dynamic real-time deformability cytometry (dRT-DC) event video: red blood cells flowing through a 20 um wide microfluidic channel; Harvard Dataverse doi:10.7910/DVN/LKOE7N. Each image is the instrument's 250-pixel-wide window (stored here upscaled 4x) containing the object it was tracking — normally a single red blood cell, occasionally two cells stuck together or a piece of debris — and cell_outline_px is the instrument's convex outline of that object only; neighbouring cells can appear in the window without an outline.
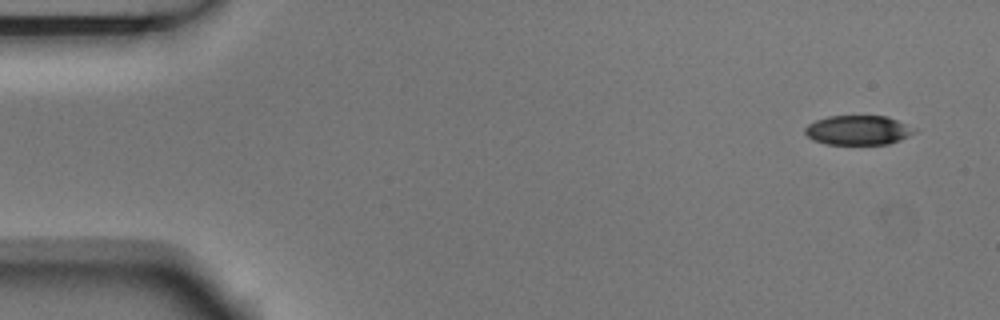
{"species": "Egyptian fruit bat (a non-hibernating species)", "species_latin": "Rousettus aegyptiacus", "temperature_condition": "room temperature", "stored_images_in_passage": 7, "camera_frame_rate_fps": 3000, "um_per_image_px": 0.085, "animal": {"sex": "male"}, "frame": {"image": 1, "passage_image": 1, "time_ms": 0.0, "image_size_px": [1000, 320], "cell_outline_px": [[916, 132], [900, 140], [888, 144], [828, 144], [812, 140], [804, 132], [804, 128], [808, 124], [816, 120], [828, 116], [888, 116], [916, 128]], "centroid_in_image_um": [72.94, 11.06], "position_along_channel_um": 12.1, "area_um2": 18.84}}
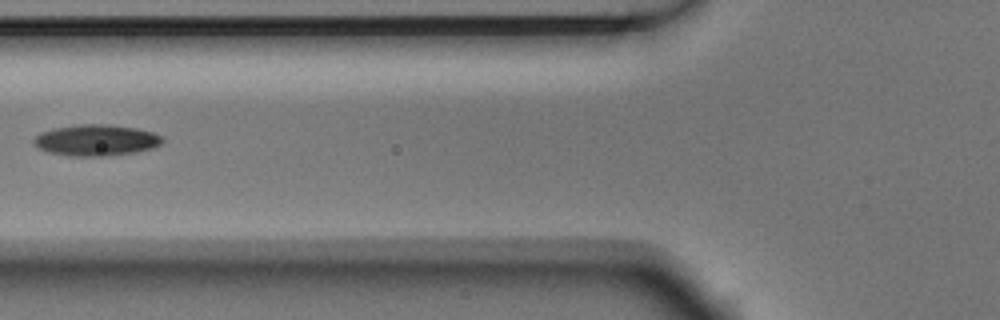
{"frame": {"image": 2, "passage_image": 6, "time_ms": 1.667, "image_size_px": [1000, 320], "cell_outline_px": [[164, 140], [160, 144], [152, 148], [136, 152], [104, 156], [68, 156], [48, 152], [40, 148], [32, 140], [40, 132], [56, 128], [80, 124], [108, 124], [136, 128], [152, 132], [164, 136]], "centroid_in_image_um": [8.2, 11.91], "position_along_channel_um": 117.6, "area_um2": 23.35}}
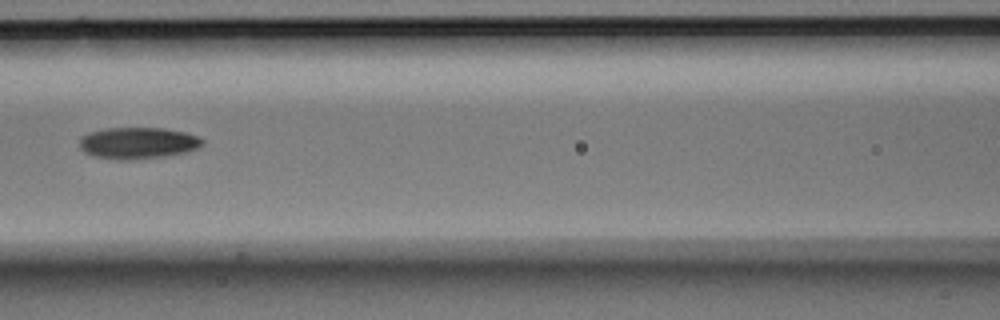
{"frame": {"image": 3, "passage_image": 7, "time_ms": 2.0, "image_size_px": [1000, 320], "cell_outline_px": [[204, 144], [200, 148], [188, 152], [164, 156], [132, 160], [116, 160], [92, 156], [84, 152], [80, 148], [80, 136], [88, 132], [108, 128], [164, 128], [184, 132], [196, 136], [204, 140]], "centroid_in_image_um": [11.71, 12.17], "position_along_channel_um": 154.9, "area_um2": 22.89}}